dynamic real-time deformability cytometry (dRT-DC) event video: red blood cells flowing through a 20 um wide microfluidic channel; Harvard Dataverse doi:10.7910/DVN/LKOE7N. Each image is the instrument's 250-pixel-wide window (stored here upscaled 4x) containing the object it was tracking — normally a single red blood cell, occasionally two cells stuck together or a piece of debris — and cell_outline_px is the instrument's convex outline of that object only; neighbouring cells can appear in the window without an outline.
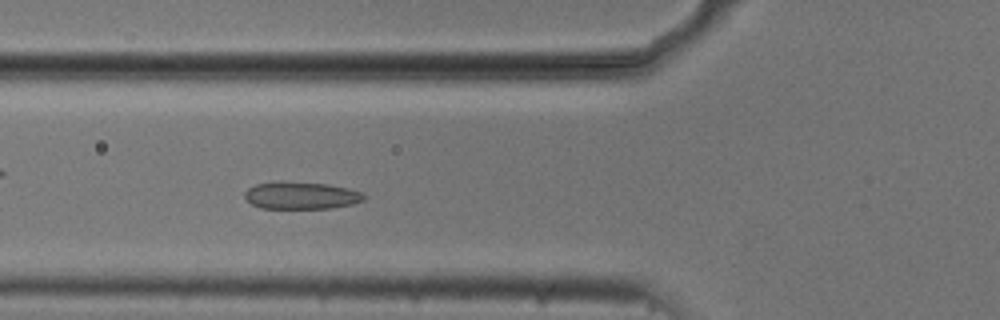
{"species": "common noctule bat (a hibernating species)", "species_latin": "Nyctalus noctula", "temperature_condition": "cold", "stored_images_in_passage": 52, "camera_frame_rate_fps": 3000, "um_per_image_px": 0.085, "animal": {"sex": "male", "body_mass_g": 20.5, "forearm_length_mm": 52.5}, "frame": {"image": 1, "passage_image": 17, "time_ms": 5.333, "image_size_px": [1000, 320], "cell_outline_px": [[364, 200], [352, 204], [332, 208], [260, 208], [252, 204], [244, 196], [244, 192], [248, 188], [256, 184], [328, 184], [348, 188], [364, 192]], "centroid_in_image_um": [25.65, 16.66], "position_along_channel_um": 100.1, "area_um2": 18.15}}
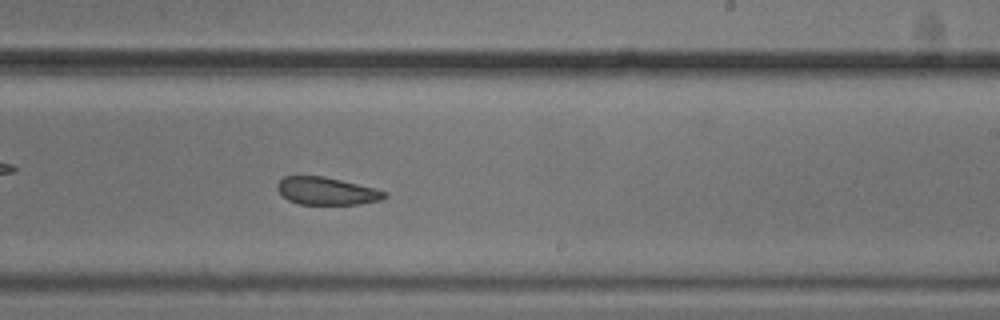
{"frame": {"image": 2, "passage_image": 30, "time_ms": 9.667, "image_size_px": [1000, 320], "cell_outline_px": [[388, 196], [380, 200], [360, 204], [300, 204], [288, 200], [276, 188], [276, 184], [284, 176], [324, 176], [376, 188], [388, 192]], "centroid_in_image_um": [27.79, 16.23], "position_along_channel_um": 261.2, "area_um2": 17.28}}
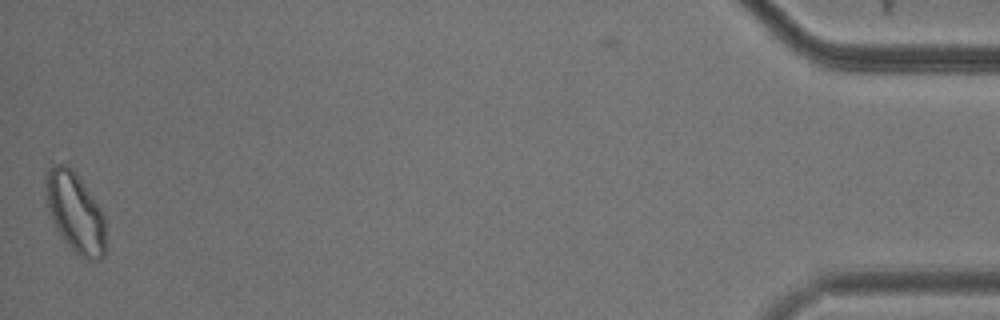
{"frame": {"image": 3, "passage_image": 51, "time_ms": 16.667, "image_size_px": [1000, 320], "cell_outline_px": [[104, 256], [100, 260], [88, 260], [80, 256], [60, 236], [52, 220], [48, 204], [44, 184], [44, 180], [48, 168], [52, 164], [68, 164], [76, 172], [100, 208], [104, 216]], "centroid_in_image_um": [6.37, 18.02], "position_along_channel_um": 428.8, "area_um2": 27.8}, "authors_computed_cell_mechanics": {"area_um2": 20.1433, "velocity_mm_per_s": 3.7126, "shape_relaxation_time_tau1_ms": 5.2042, "shape_relaxation_time_tau2_ms": 1.6276, "deformation_change_tau1": 0.097, "deformation_change_tau2": 0.0764}}